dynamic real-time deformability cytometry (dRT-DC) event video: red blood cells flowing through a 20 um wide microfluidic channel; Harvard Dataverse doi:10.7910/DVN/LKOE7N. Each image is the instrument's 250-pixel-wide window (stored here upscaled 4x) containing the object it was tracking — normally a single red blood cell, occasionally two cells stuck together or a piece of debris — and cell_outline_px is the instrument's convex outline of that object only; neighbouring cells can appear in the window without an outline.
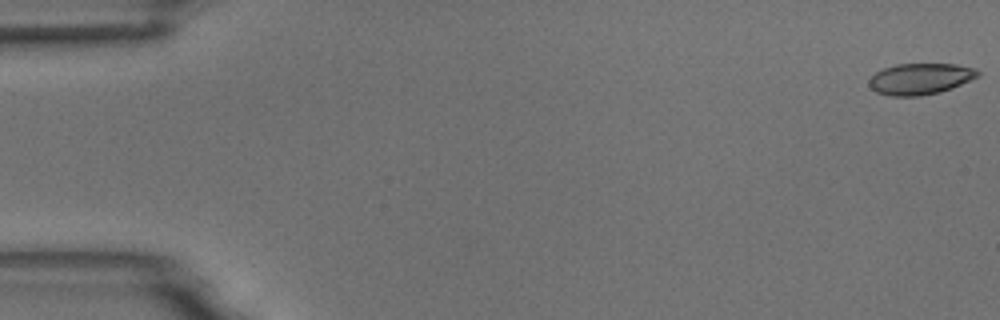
{"species": "common noctule bat (a hibernating species)", "species_latin": "Nyctalus noctula", "temperature_condition": "room temperature", "stored_images_in_passage": 55, "camera_frame_rate_fps": 3000, "um_per_image_px": 0.085, "animal": {"sex": "male", "body_mass_g": 18.8}, "frame": {"image": 1, "passage_image": 1, "time_ms": 0.0, "image_size_px": [1000, 320], "cell_outline_px": [[980, 76], [952, 88], [940, 92], [920, 96], [888, 96], [876, 92], [868, 84], [868, 80], [876, 72], [884, 68], [896, 64], [956, 64], [976, 68], [980, 72]], "centroid_in_image_um": [78.23, 6.7], "position_along_channel_um": 6.8, "area_um2": 19.94}}
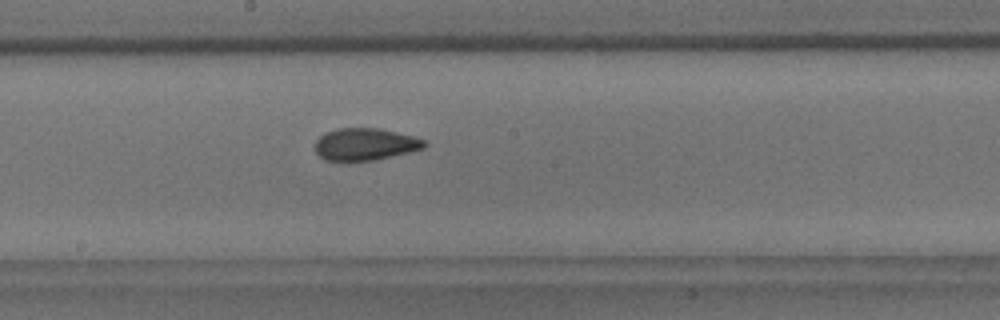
{"frame": {"image": 2, "passage_image": 30, "time_ms": 9.667, "image_size_px": [1000, 320], "cell_outline_px": [[428, 144], [424, 148], [408, 152], [372, 160], [324, 160], [316, 152], [316, 140], [324, 132], [336, 128], [380, 128], [416, 136], [424, 140]], "centroid_in_image_um": [31.05, 12.23], "position_along_channel_um": 217.2, "area_um2": 20.4}}
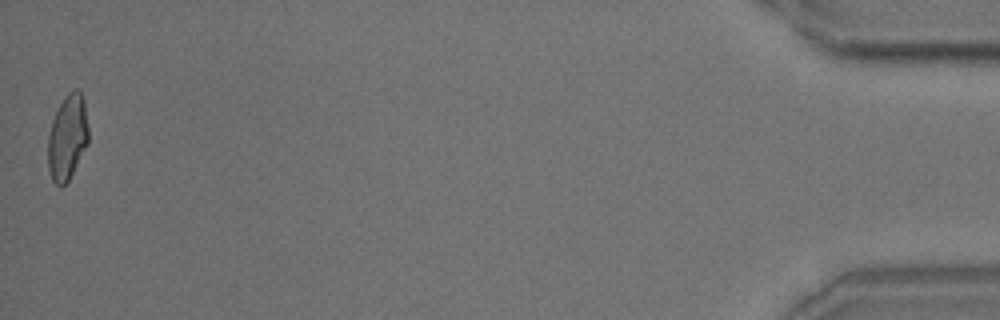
{"frame": {"image": 3, "passage_image": 55, "time_ms": 18.0, "image_size_px": [1000, 320], "cell_outline_px": [[88, 144], [68, 180], [60, 188], [52, 180], [48, 168], [48, 136], [52, 120], [60, 104], [68, 92], [76, 88], [80, 92], [84, 100], [88, 128]], "centroid_in_image_um": [5.73, 11.68], "position_along_channel_um": 429.5, "area_um2": 20.0}, "authors_computed_cell_mechanics": {"area_um2": 20.519, "velocity_mm_per_s": 3.6719, "shape_relaxation_time_tau1_ms": 6.4954, "shape_relaxation_time_tau2_ms": 1.1909, "deformation_change_tau1": 0.1704, "deformation_change_tau2": 0.0608}}